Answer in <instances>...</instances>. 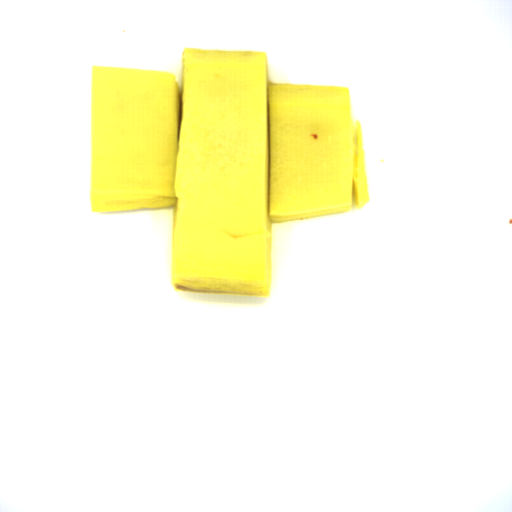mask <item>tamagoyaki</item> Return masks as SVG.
Returning <instances> with one entry per match:
<instances>
[{
    "label": "tamagoyaki",
    "instance_id": "81b7327e",
    "mask_svg": "<svg viewBox=\"0 0 512 512\" xmlns=\"http://www.w3.org/2000/svg\"><path fill=\"white\" fill-rule=\"evenodd\" d=\"M91 213H172L175 291L269 298L271 225L364 208L348 86L269 80L265 51L91 66Z\"/></svg>",
    "mask_w": 512,
    "mask_h": 512
}]
</instances>
